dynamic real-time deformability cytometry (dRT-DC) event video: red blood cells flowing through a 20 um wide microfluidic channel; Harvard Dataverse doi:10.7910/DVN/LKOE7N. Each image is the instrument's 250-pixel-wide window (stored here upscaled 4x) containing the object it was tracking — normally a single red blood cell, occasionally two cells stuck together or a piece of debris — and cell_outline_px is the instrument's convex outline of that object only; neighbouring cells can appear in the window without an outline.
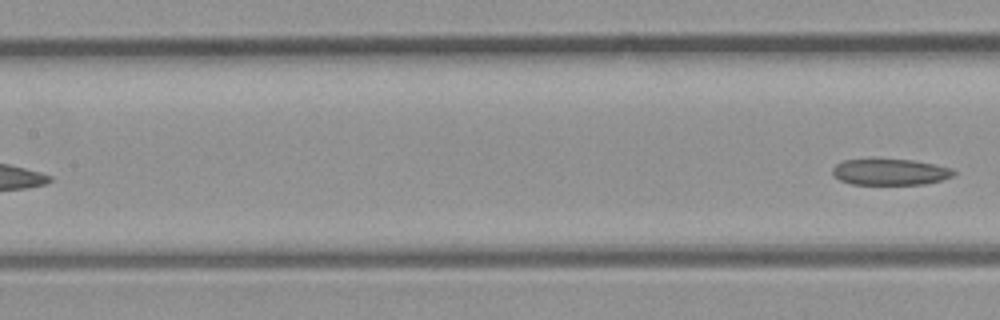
{"species": "common noctule bat (a hibernating species)", "species_latin": "Nyctalus noctula", "temperature_condition": "room temperature", "stored_images_in_passage": 8, "camera_frame_rate_fps": 3000, "um_per_image_px": 0.085, "animal": {"sex": "male", "body_mass_g": 23.1, "forearm_length_mm": 52.7}, "frame": {"image": 1, "passage_image": 8, "time_ms": 2.333, "image_size_px": [1000, 320], "cell_outline_px": [[956, 172], [952, 176], [940, 180], [924, 184], [852, 184], [840, 180], [832, 172], [832, 168], [836, 164], [844, 160], [912, 160], [952, 168]], "centroid_in_image_um": [75.66, 14.63], "position_along_channel_um": 131.7, "area_um2": 18.09}}